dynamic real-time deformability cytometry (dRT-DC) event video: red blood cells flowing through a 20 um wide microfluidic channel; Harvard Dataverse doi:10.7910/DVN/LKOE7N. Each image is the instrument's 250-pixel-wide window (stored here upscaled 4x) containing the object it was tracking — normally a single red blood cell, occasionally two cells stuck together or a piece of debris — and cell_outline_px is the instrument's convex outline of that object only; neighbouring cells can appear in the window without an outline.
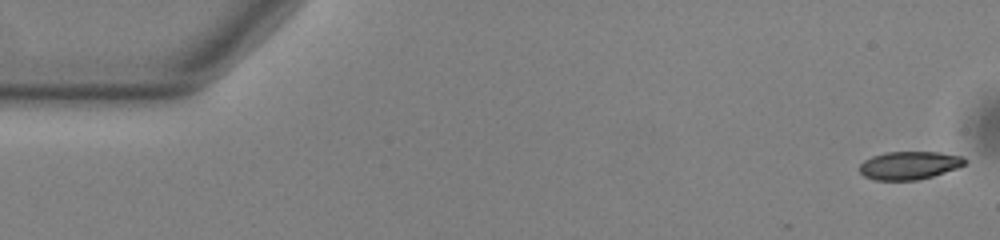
{"species": "common noctule bat (a hibernating species)", "species_latin": "Nyctalus noctula", "temperature_condition": "warm", "stored_images_in_passage": 7, "camera_frame_rate_fps": 3000, "um_per_image_px": 0.085, "animal": {"sex": "male", "body_mass_g": 13.0, "forearm_length_mm": 53.1}, "frame": {"image": 1, "passage_image": 1, "time_ms": 0.0, "image_size_px": [1000, 240], "cell_outline_px": [[964, 164], [956, 168], [932, 176], [916, 180], [876, 180], [864, 176], [860, 172], [860, 164], [864, 160], [872, 156], [884, 152], [940, 152], [960, 156], [964, 160]], "centroid_in_image_um": [77.23, 14.05], "position_along_channel_um": 7.8, "area_um2": 16.99}}